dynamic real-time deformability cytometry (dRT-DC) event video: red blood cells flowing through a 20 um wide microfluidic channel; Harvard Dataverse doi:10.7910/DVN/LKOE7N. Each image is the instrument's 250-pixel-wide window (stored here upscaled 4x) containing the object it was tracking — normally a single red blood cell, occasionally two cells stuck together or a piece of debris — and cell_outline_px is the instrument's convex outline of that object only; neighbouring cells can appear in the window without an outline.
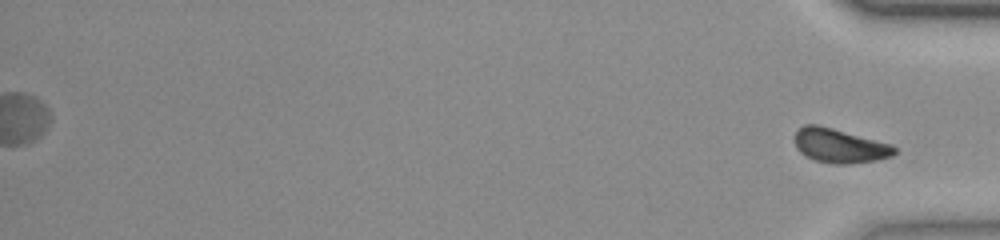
{"species": "common noctule bat (a hibernating species)", "species_latin": "Nyctalus noctula", "temperature_condition": "room temperature", "stored_images_in_passage": 56, "segment_of_instrument_passage": [2, 2], "camera_frame_rate_fps": 3000, "um_per_image_px": 0.085, "animal": {"sex": "female", "body_mass_g": 23.0, "forearm_length_mm": 53.4}, "frame": {"image": 1, "passage_image": 56, "time_ms": 18.333, "image_size_px": [1000, 240], "cell_outline_px": [[896, 152], [892, 156], [876, 160], [852, 164], [836, 164], [816, 160], [804, 156], [796, 148], [796, 132], [804, 124], [816, 124], [832, 128], [892, 144], [896, 148]], "centroid_in_image_um": [71.38, 12.39], "position_along_channel_um": 363.8, "area_um2": 19.77}}